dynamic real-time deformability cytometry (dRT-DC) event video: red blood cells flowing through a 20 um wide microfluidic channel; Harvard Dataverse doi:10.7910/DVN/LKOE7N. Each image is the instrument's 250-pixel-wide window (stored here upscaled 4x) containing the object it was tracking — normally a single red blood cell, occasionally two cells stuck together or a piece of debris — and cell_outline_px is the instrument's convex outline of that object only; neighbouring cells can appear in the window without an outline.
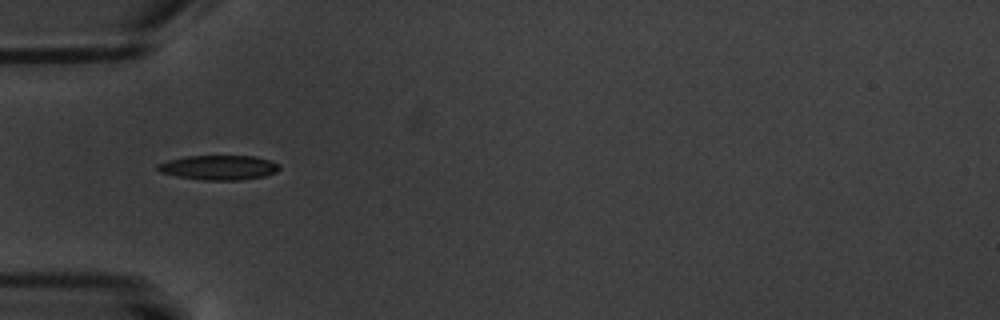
{"species": "common noctule bat (a hibernating species)", "species_latin": "Nyctalus noctula", "temperature_condition": "warm", "stored_images_in_passage": 16, "camera_frame_rate_fps": 3000, "um_per_image_px": 0.085, "animal": {"sex": "male", "body_mass_g": 20.1, "forearm_length_mm": 53.5}, "frame": {"image": 1, "passage_image": 5, "time_ms": 5.333, "image_size_px": [1000, 320], "cell_outline_px": [[280, 168], [276, 172], [264, 176], [240, 180], [204, 180], [176, 176], [160, 172], [156, 168], [156, 164], [168, 160], [184, 156], [256, 156], [280, 164]], "centroid_in_image_um": [18.58, 14.24], "position_along_channel_um": 66.4, "area_um2": 17.51}}
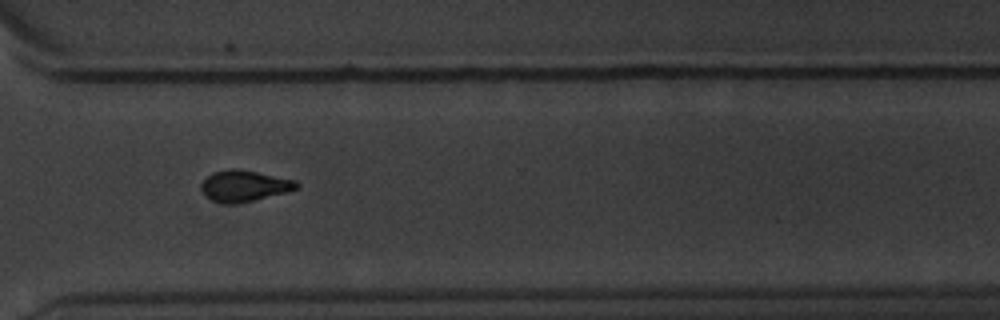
{"frame": {"image": 2, "passage_image": 12, "time_ms": 13.667, "image_size_px": [1000, 320], "cell_outline_px": [[300, 184], [296, 188], [288, 192], [252, 200], [228, 204], [224, 204], [212, 200], [204, 196], [200, 188], [200, 184], [212, 172], [256, 172], [296, 180]], "centroid_in_image_um": [20.76, 15.85], "position_along_channel_um": 349.8, "area_um2": 16.53}}
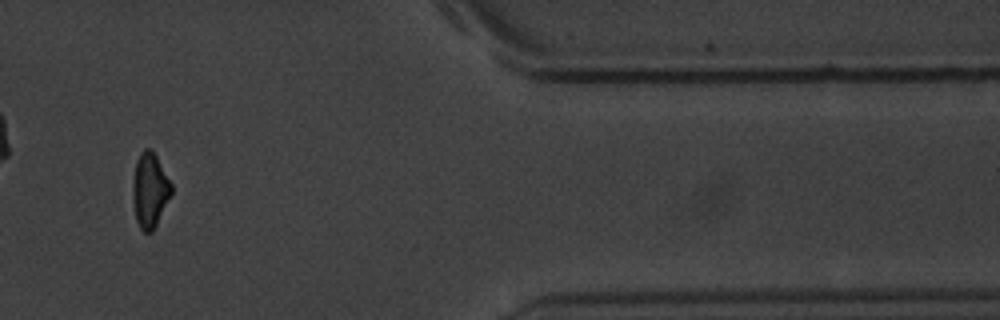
{"frame": {"image": 3, "passage_image": 14, "time_ms": 16.0, "image_size_px": [1000, 320], "cell_outline_px": [[172, 192], [152, 232], [144, 232], [140, 228], [136, 220], [132, 200], [132, 184], [136, 160], [140, 152], [144, 148], [152, 148], [172, 184]], "centroid_in_image_um": [12.71, 16.13], "position_along_channel_um": 398.7, "area_um2": 16.88}, "authors_computed_cell_mechanics": {"area_um2": 16.6464, "velocity_mm_per_s": 3.4034, "shape_relaxation_time_tau1_ms": 2.0541, "shape_relaxation_time_tau2_ms": 3.38, "deformation_change_tau1": 0.1007, "deformation_change_tau2": 0.0655}}